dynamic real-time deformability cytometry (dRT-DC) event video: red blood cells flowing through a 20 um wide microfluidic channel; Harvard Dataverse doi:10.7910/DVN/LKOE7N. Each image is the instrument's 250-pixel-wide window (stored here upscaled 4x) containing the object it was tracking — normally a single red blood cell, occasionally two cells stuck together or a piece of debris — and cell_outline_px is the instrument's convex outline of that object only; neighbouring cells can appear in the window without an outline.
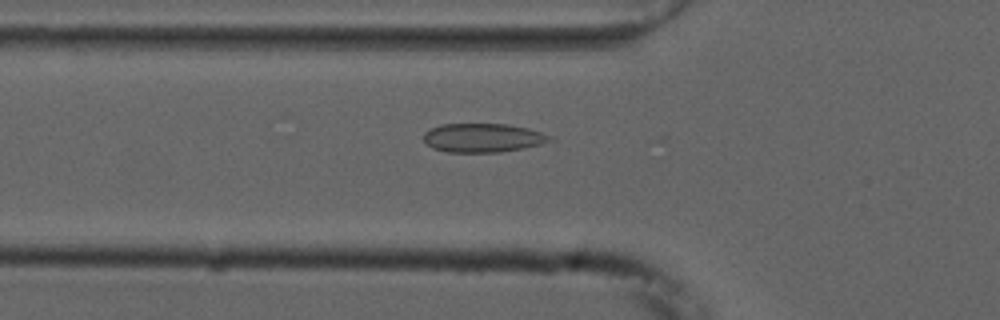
{"species": "common noctule bat (a hibernating species)", "species_latin": "Nyctalus noctula", "temperature_condition": "cold", "stored_images_in_passage": 55, "camera_frame_rate_fps": 3000, "um_per_image_px": 0.085, "animal": {"sex": "male", "forearm_length_mm": 52.5}, "frame": {"image": 1, "passage_image": 19, "time_ms": 6.0, "image_size_px": [1000, 320], "cell_outline_px": [[556, 140], [524, 148], [500, 152], [448, 152], [432, 148], [424, 140], [424, 132], [440, 124], [508, 124], [528, 128], [556, 136]], "centroid_in_image_um": [41.12, 11.71], "position_along_channel_um": 84.7, "area_um2": 21.44}}
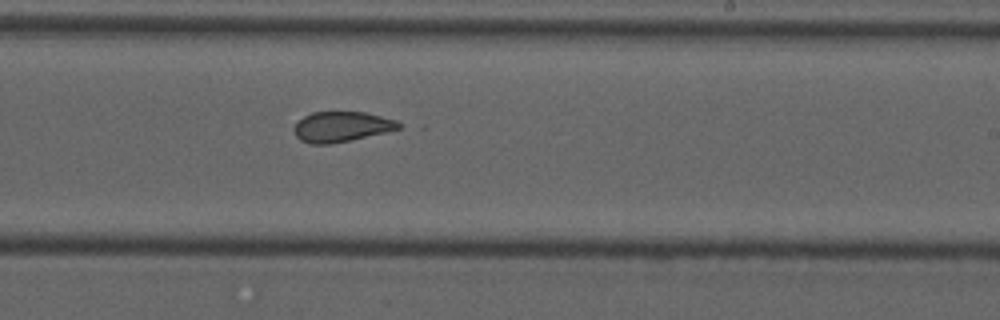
{"frame": {"image": 2, "passage_image": 33, "time_ms": 10.667, "image_size_px": [1000, 320], "cell_outline_px": [[404, 124], [400, 128], [384, 132], [332, 144], [312, 144], [300, 140], [296, 136], [292, 128], [304, 116], [312, 112], [364, 112], [396, 120]], "centroid_in_image_um": [29.01, 10.77], "position_along_channel_um": 260.0, "area_um2": 18.32}}
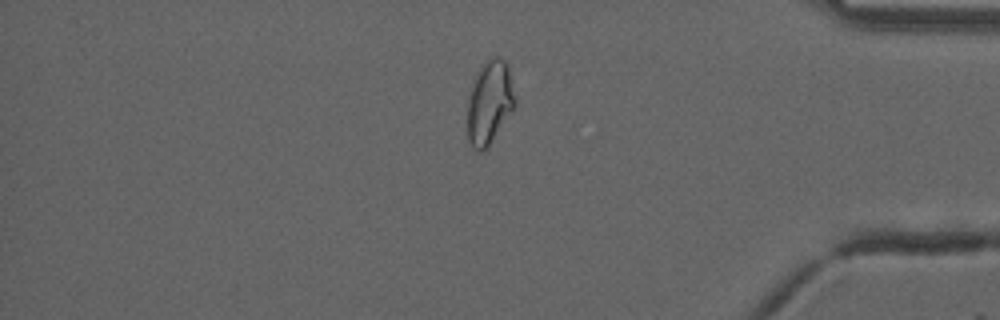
{"frame": {"image": 3, "passage_image": 46, "time_ms": 15.0, "image_size_px": [1000, 320], "cell_outline_px": [[516, 100], [512, 112], [488, 148], [484, 152], [476, 152], [472, 148], [468, 140], [468, 96], [476, 76], [484, 60], [496, 56], [500, 56], [508, 64]], "centroid_in_image_um": [41.62, 8.74], "position_along_channel_um": 393.6, "area_um2": 23.47}}